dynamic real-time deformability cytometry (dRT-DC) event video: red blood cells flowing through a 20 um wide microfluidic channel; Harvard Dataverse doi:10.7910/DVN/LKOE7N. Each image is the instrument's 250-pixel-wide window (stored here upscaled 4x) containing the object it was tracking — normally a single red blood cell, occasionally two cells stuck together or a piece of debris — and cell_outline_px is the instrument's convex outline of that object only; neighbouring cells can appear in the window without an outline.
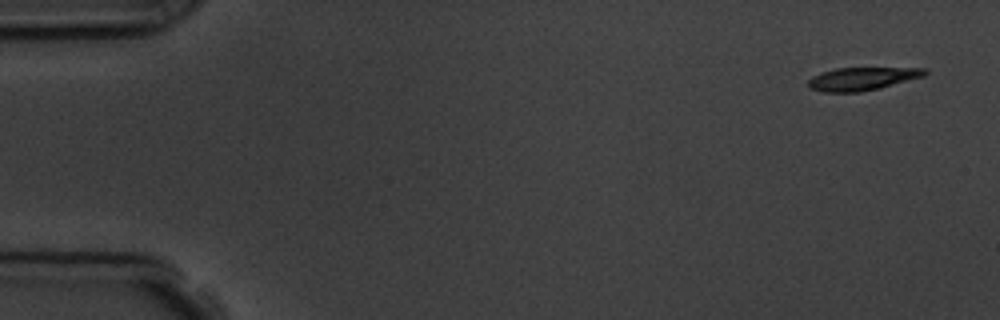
{"species": "common noctule bat (a hibernating species)", "species_latin": "Nyctalus noctula", "temperature_condition": "room temperature", "stored_images_in_passage": 6, "camera_frame_rate_fps": 3000, "um_per_image_px": 0.085, "animal": {"sex": "male", "body_mass_g": 19.5, "forearm_length_mm": 54.6}, "frame": {"image": 1, "passage_image": 1, "time_ms": 0.0, "image_size_px": [1000, 320], "cell_outline_px": [[928, 72], [924, 76], [880, 88], [860, 92], [824, 92], [808, 88], [808, 80], [812, 76], [820, 72], [836, 68], [928, 68]], "centroid_in_image_um": [73.26, 6.69], "position_along_channel_um": 11.7, "area_um2": 15.72}}
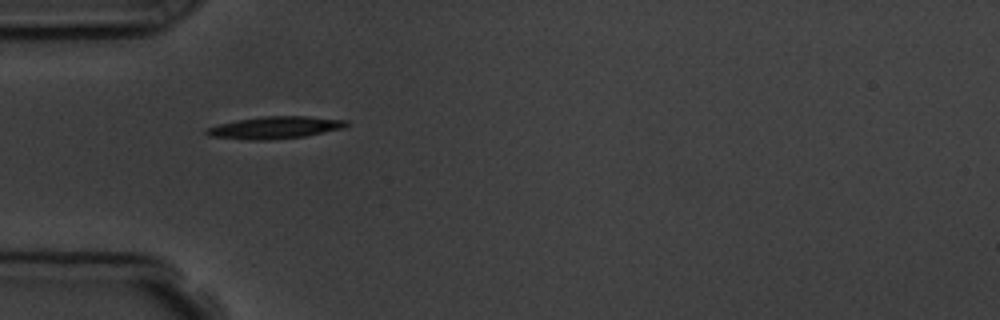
{"frame": {"image": 2, "passage_image": 5, "time_ms": 4.667, "image_size_px": [1000, 320], "cell_outline_px": [[348, 124], [344, 128], [304, 136], [272, 140], [248, 140], [208, 136], [204, 132], [204, 128], [236, 120], [264, 116], [308, 116], [348, 120]], "centroid_in_image_um": [23.35, 10.84], "position_along_channel_um": 61.7, "area_um2": 18.21}}